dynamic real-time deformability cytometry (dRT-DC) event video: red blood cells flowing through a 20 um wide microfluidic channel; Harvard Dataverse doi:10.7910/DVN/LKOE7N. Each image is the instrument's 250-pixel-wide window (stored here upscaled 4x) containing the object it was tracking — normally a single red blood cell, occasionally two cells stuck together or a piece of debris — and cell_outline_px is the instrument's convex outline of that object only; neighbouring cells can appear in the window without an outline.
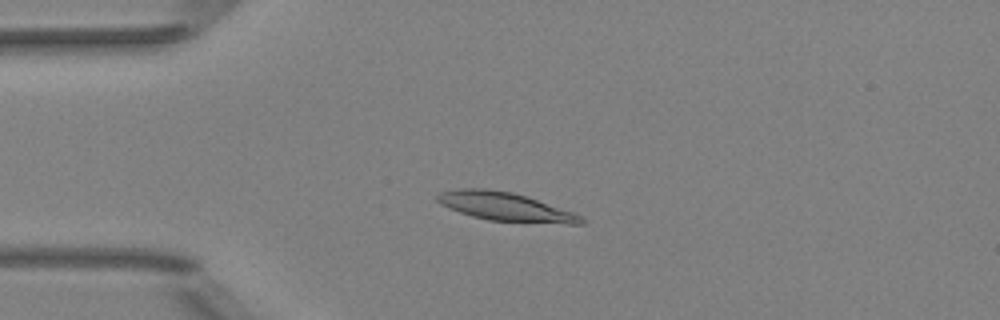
{"species": "Egyptian fruit bat (a non-hibernating species)", "species_latin": "Rousettus aegyptiacus", "temperature_condition": "room temperature", "stored_images_in_passage": 42, "camera_frame_rate_fps": 3000, "um_per_image_px": 0.085, "animal": {"sex": "female"}, "frame": {"image": 1, "passage_image": 4, "time_ms": 1.0, "image_size_px": [1000, 320], "cell_outline_px": [[584, 224], [568, 224], [488, 220], [472, 216], [448, 208], [440, 204], [436, 200], [436, 196], [440, 192], [460, 188], [484, 188], [512, 192], [572, 212], [580, 216], [584, 220]], "centroid_in_image_um": [42.89, 17.57], "position_along_channel_um": 42.1, "area_um2": 23.58}}
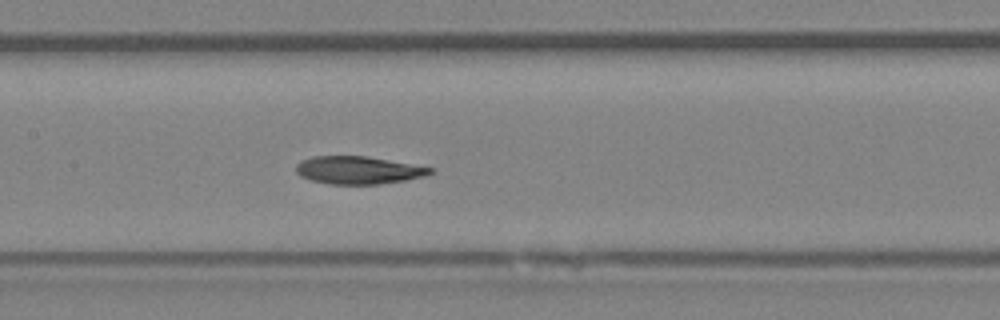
{"frame": {"image": 2, "passage_image": 16, "time_ms": 5.0, "image_size_px": [1000, 320], "cell_outline_px": [[436, 172], [424, 176], [404, 180], [380, 184], [328, 184], [312, 180], [300, 176], [296, 172], [296, 164], [300, 160], [312, 156], [364, 156], [388, 160], [432, 168]], "centroid_in_image_um": [30.41, 14.46], "position_along_channel_um": 177.0, "area_um2": 21.56}}
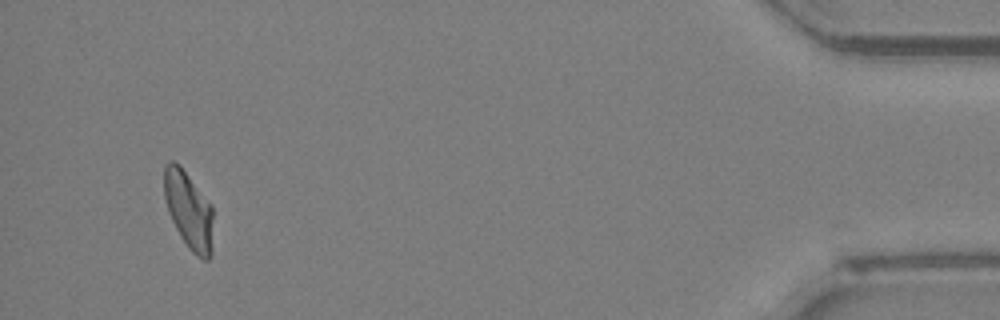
{"frame": {"image": 3, "passage_image": 40, "time_ms": 13.0, "image_size_px": [1000, 320], "cell_outline_px": [[212, 256], [208, 260], [204, 260], [196, 256], [188, 248], [180, 236], [168, 212], [164, 196], [164, 164], [168, 160], [172, 160], [180, 164], [212, 204]], "centroid_in_image_um": [16.04, 17.85], "position_along_channel_um": 419.2, "area_um2": 22.54}, "authors_computed_cell_mechanics": {"area_um2": 22.1952, "velocity_mm_per_s": 3.9837, "shape_relaxation_time_tau1_ms": 7.0947, "shape_relaxation_time_tau2_ms": 2.1052, "deformation_change_tau1": 0.2023, "deformation_change_tau2": 0.077}}